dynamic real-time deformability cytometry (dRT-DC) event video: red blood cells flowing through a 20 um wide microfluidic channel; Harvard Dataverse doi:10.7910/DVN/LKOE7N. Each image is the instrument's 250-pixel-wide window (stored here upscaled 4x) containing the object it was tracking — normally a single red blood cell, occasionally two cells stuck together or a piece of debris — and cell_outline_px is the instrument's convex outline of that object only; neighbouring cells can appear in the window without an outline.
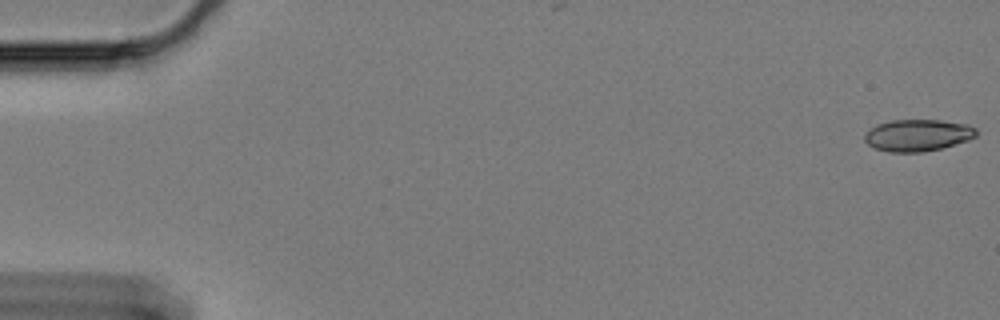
{"species": "Egyptian fruit bat (a non-hibernating species)", "species_latin": "Rousettus aegyptiacus", "temperature_condition": "cold", "stored_images_in_passage": 61, "camera_frame_rate_fps": 3000, "um_per_image_px": 0.085, "animal": {"sex": "female"}, "frame": {"image": 1, "passage_image": 1, "time_ms": 0.0, "image_size_px": [1000, 320], "cell_outline_px": [[976, 136], [968, 140], [940, 148], [924, 152], [888, 152], [876, 148], [868, 144], [864, 140], [864, 136], [872, 128], [880, 124], [892, 120], [940, 120], [968, 124], [976, 128]], "centroid_in_image_um": [78.03, 11.5], "position_along_channel_um": 7.0, "area_um2": 20.46}}
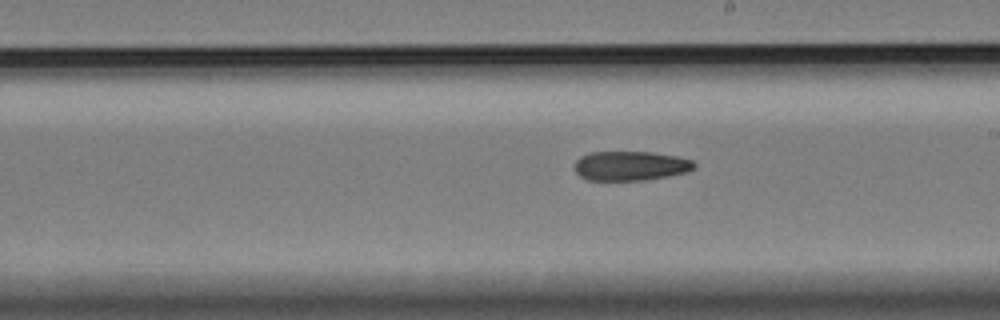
{"frame": {"image": 2, "passage_image": 35, "time_ms": 11.333, "image_size_px": [1000, 320], "cell_outline_px": [[696, 164], [688, 172], [648, 180], [588, 180], [580, 176], [576, 172], [576, 160], [580, 156], [588, 152], [652, 152], [676, 156], [692, 160]], "centroid_in_image_um": [53.59, 14.09], "position_along_channel_um": 235.4, "area_um2": 20.52}}
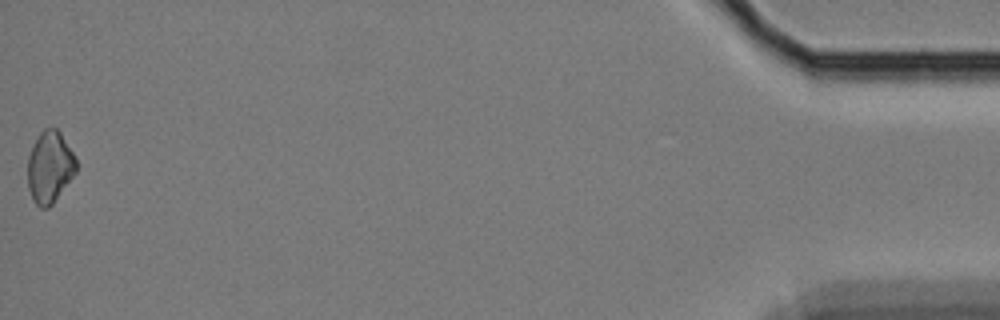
{"frame": {"image": 3, "passage_image": 61, "time_ms": 20.0, "image_size_px": [1000, 320], "cell_outline_px": [[76, 172], [52, 204], [48, 208], [40, 208], [32, 200], [28, 188], [28, 156], [40, 132], [44, 128], [56, 128], [60, 132], [72, 152], [76, 160]], "centroid_in_image_um": [4.21, 14.22], "position_along_channel_um": 431.0, "area_um2": 20.06}, "authors_computed_cell_mechanics": {"area_um2": 20.9814, "velocity_mm_per_s": 3.3067, "shape_relaxation_time_tau1_ms": 6.2892, "shape_relaxation_time_tau2_ms": null, "deformation_change_tau1": 0.1031, "deformation_change_tau2": null}}